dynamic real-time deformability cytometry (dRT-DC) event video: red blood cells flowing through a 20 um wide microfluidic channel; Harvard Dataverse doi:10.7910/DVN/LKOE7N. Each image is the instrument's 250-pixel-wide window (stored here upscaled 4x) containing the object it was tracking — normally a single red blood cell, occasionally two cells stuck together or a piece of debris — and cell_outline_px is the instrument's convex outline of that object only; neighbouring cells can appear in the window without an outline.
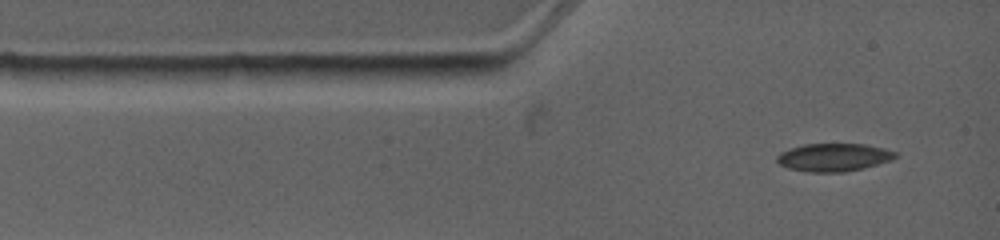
{"species": "common noctule bat (a hibernating species)", "species_latin": "Nyctalus noctula", "temperature_condition": "warm", "stored_images_in_passage": 3, "camera_frame_rate_fps": 4500, "um_per_image_px": 0.085, "animal": {"sex": "female", "body_mass_g": 19.0, "forearm_length_mm": 53.3}, "frame": {"image": 1, "passage_image": 1, "time_ms": 0.0, "image_size_px": [1000, 240], "cell_outline_px": [[896, 156], [892, 160], [864, 168], [844, 172], [804, 172], [788, 168], [780, 164], [776, 160], [776, 156], [780, 152], [804, 144], [864, 144], [896, 152]], "centroid_in_image_um": [70.83, 13.38], "position_along_channel_um": 14.2, "area_um2": 19.19}}
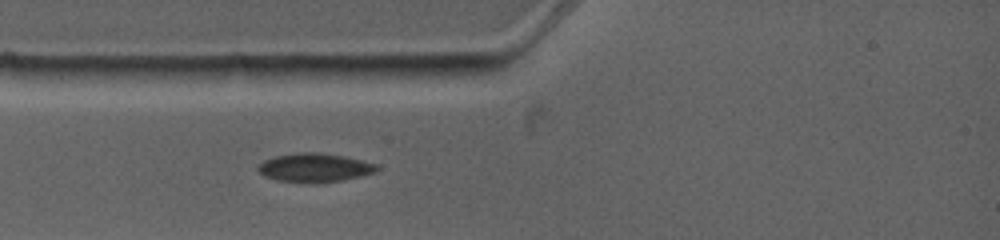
{"frame": {"image": 2, "passage_image": 3, "time_ms": 1.778, "image_size_px": [1000, 240], "cell_outline_px": [[380, 168], [376, 172], [344, 180], [312, 184], [276, 180], [264, 176], [256, 168], [264, 160], [272, 156], [296, 152], [320, 152], [344, 156], [376, 164]], "centroid_in_image_um": [26.72, 14.25], "position_along_channel_um": 58.3, "area_um2": 20.23}}